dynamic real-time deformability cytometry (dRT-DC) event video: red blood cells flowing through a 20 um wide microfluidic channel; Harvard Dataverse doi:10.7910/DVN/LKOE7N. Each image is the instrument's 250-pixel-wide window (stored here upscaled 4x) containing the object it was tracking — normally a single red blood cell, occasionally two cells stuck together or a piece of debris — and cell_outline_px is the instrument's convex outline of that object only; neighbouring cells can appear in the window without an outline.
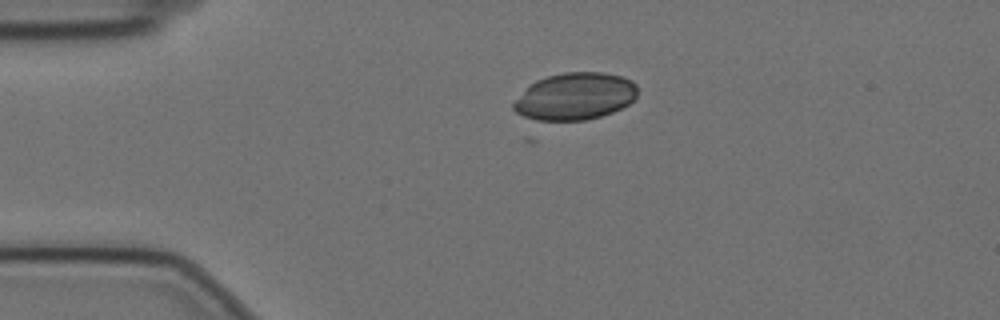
{"species": "Egyptian fruit bat (a non-hibernating species)", "species_latin": "Rousettus aegyptiacus", "temperature_condition": "cold", "stored_images_in_passage": 6, "camera_frame_rate_fps": 3000, "um_per_image_px": 0.085, "animal": {"sex": "female"}, "frame": {"image": 1, "passage_image": 1, "time_ms": 0.0, "image_size_px": [1000, 320], "cell_outline_px": [[636, 96], [628, 104], [612, 112], [600, 116], [584, 120], [536, 120], [524, 116], [516, 112], [512, 108], [512, 104], [536, 80], [548, 76], [564, 72], [604, 72], [620, 76], [632, 80], [636, 84]], "centroid_in_image_um": [48.89, 8.18], "position_along_channel_um": 36.1, "area_um2": 33.64}}